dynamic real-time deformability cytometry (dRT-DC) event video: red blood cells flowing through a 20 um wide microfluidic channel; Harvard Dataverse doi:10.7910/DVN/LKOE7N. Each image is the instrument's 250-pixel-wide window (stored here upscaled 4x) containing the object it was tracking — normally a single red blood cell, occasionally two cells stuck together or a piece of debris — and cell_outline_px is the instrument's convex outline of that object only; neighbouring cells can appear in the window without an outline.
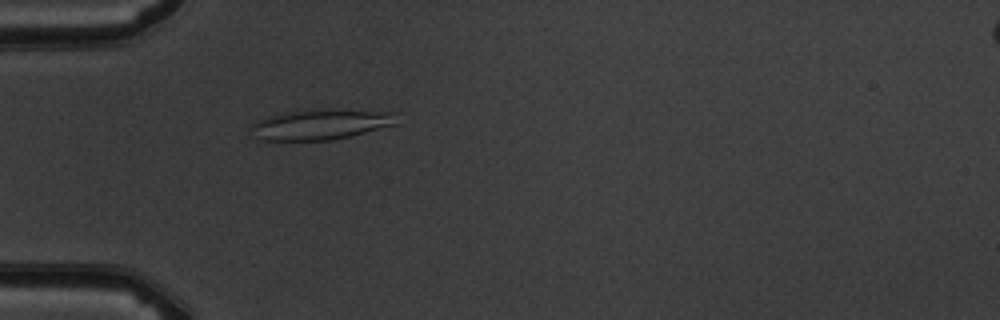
{"species": "common noctule bat (a hibernating species)", "species_latin": "Nyctalus noctula", "temperature_condition": "warm", "stored_images_in_passage": 2, "camera_frame_rate_fps": 3000, "um_per_image_px": 0.085, "animal": {"sex": "male", "body_mass_g": 19.5, "forearm_length_mm": 54.6}, "frame": {"image": 1, "passage_image": 2, "time_ms": 1.333, "image_size_px": [1000, 320], "cell_outline_px": [[396, 124], [352, 136], [332, 140], [260, 140], [248, 128], [252, 124], [268, 116], [284, 112], [396, 112]], "centroid_in_image_um": [27.19, 10.64], "position_along_channel_um": 57.8, "area_um2": 24.39}}